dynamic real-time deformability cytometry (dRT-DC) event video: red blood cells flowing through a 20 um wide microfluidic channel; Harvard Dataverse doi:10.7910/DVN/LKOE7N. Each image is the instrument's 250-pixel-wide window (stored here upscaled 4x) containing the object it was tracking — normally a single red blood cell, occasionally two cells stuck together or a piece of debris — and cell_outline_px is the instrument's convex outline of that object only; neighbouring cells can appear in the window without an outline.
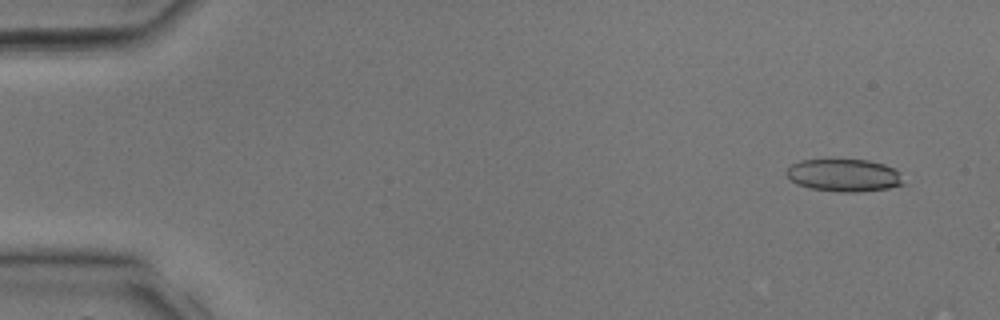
{"species": "common noctule bat (a hibernating species)", "species_latin": "Nyctalus noctula", "temperature_condition": "room temperature", "stored_images_in_passage": 19, "camera_frame_rate_fps": 3000, "um_per_image_px": 0.085, "animal": {"sex": "male", "body_mass_g": 17.9, "forearm_length_mm": 54.2}, "frame": {"image": 1, "passage_image": 1, "time_ms": 0.0, "image_size_px": [1000, 320], "cell_outline_px": [[904, 184], [888, 188], [856, 192], [840, 192], [808, 188], [796, 184], [784, 172], [792, 164], [800, 160], [868, 160], [884, 164], [892, 168], [896, 172]], "centroid_in_image_um": [71.68, 14.9], "position_along_channel_um": 13.3, "area_um2": 21.91}}
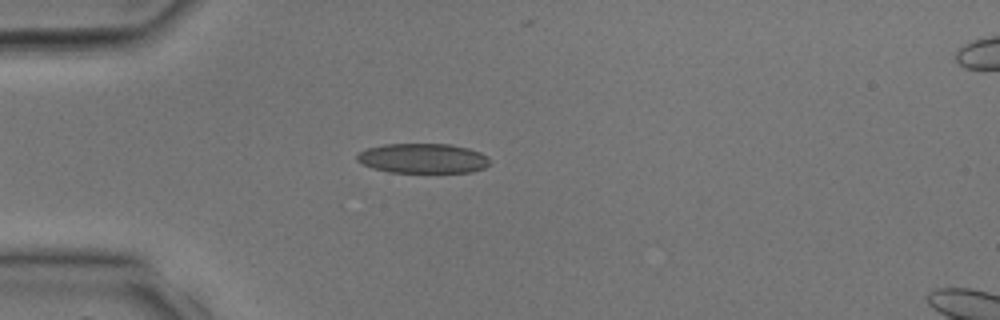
{"frame": {"image": 2, "passage_image": 8, "time_ms": 2.333, "image_size_px": [1000, 320], "cell_outline_px": [[492, 164], [484, 168], [472, 172], [388, 172], [372, 168], [356, 160], [356, 156], [360, 152], [368, 148], [384, 144], [448, 144], [468, 148], [480, 152], [488, 156]], "centroid_in_image_um": [35.98, 13.46], "position_along_channel_um": 49.0, "area_um2": 23.12}}
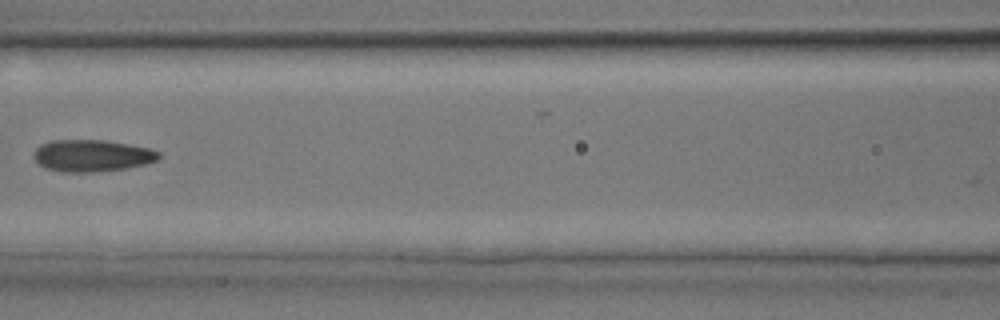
{"frame": {"image": 3, "passage_image": 14, "time_ms": 4.333, "image_size_px": [1000, 320], "cell_outline_px": [[160, 156], [156, 160], [144, 164], [124, 168], [92, 172], [64, 172], [48, 168], [40, 164], [32, 156], [36, 148], [40, 144], [48, 140], [104, 140], [128, 144], [148, 148], [160, 152]], "centroid_in_image_um": [7.78, 13.21], "position_along_channel_um": 158.8, "area_um2": 23.0}}